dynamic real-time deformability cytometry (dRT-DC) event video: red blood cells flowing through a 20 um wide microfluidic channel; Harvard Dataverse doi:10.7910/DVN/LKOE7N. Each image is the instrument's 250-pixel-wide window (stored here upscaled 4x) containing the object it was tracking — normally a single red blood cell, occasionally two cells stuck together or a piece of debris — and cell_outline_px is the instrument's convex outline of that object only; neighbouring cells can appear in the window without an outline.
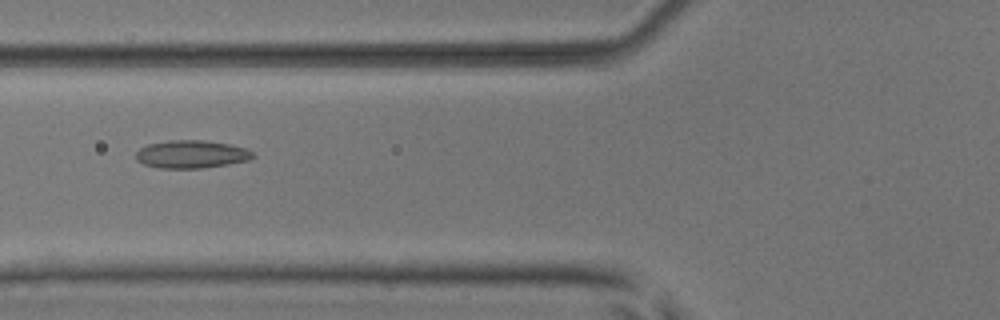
{"species": "common noctule bat (a hibernating species)", "species_latin": "Nyctalus noctula", "temperature_condition": "room temperature", "stored_images_in_passage": 9, "camera_frame_rate_fps": 3000, "um_per_image_px": 0.085, "animal": {"sex": "male", "body_mass_g": 17.9, "forearm_length_mm": 54.2}, "frame": {"image": 1, "passage_image": 6, "time_ms": 1.667, "image_size_px": [1000, 320], "cell_outline_px": [[256, 156], [248, 160], [228, 164], [200, 168], [160, 168], [144, 164], [136, 160], [136, 152], [140, 148], [148, 144], [168, 140], [204, 140], [228, 144], [244, 148], [252, 152]], "centroid_in_image_um": [16.25, 13.11], "position_along_channel_um": 109.6, "area_um2": 18.9}}
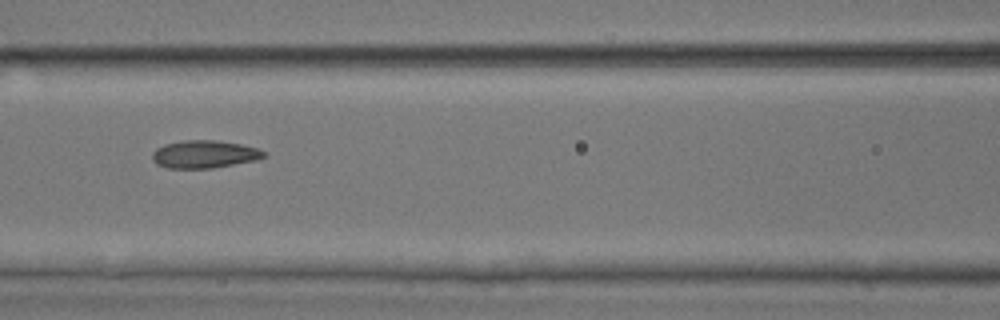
{"frame": {"image": 2, "passage_image": 7, "time_ms": 2.0, "image_size_px": [1000, 320], "cell_outline_px": [[268, 156], [256, 160], [212, 168], [168, 168], [156, 164], [152, 160], [152, 152], [156, 148], [164, 144], [184, 140], [216, 140], [240, 144], [256, 148], [264, 152]], "centroid_in_image_um": [17.34, 13.11], "position_along_channel_um": 149.3, "area_um2": 18.03}}
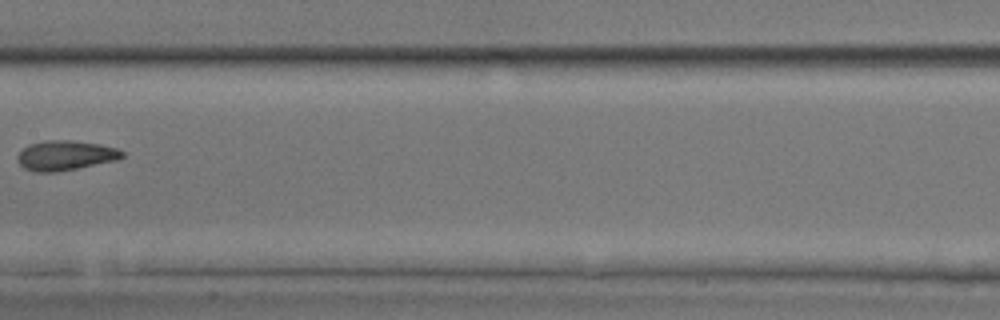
{"frame": {"image": 3, "passage_image": 8, "time_ms": 2.333, "image_size_px": [1000, 320], "cell_outline_px": [[124, 156], [116, 160], [56, 172], [36, 172], [24, 168], [16, 160], [16, 156], [28, 144], [44, 140], [72, 140], [100, 144], [116, 148], [124, 152]], "centroid_in_image_um": [5.52, 13.2], "position_along_channel_um": 201.9, "area_um2": 18.15}}